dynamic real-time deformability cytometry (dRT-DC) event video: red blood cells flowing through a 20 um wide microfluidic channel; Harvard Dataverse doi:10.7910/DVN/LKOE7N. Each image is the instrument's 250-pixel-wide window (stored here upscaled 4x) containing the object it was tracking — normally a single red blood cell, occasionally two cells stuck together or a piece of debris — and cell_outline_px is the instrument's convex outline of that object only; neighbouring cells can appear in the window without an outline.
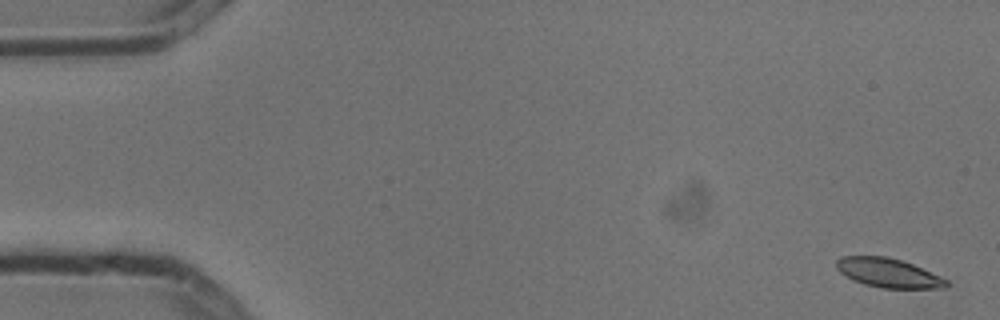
{"species": "common noctule bat (a hibernating species)", "species_latin": "Nyctalus noctula", "temperature_condition": "cold", "stored_images_in_passage": 5, "camera_frame_rate_fps": 3000, "um_per_image_px": 0.085, "animal": {"sex": "male", "body_mass_g": 13.3}, "frame": {"image": 1, "passage_image": 1, "time_ms": 0.0, "image_size_px": [1000, 320], "cell_outline_px": [[948, 288], [880, 288], [864, 284], [852, 280], [840, 272], [836, 268], [836, 260], [840, 256], [884, 256], [900, 260], [912, 264], [948, 280]], "centroid_in_image_um": [75.47, 23.2], "position_along_channel_um": 9.5, "area_um2": 18.61}}
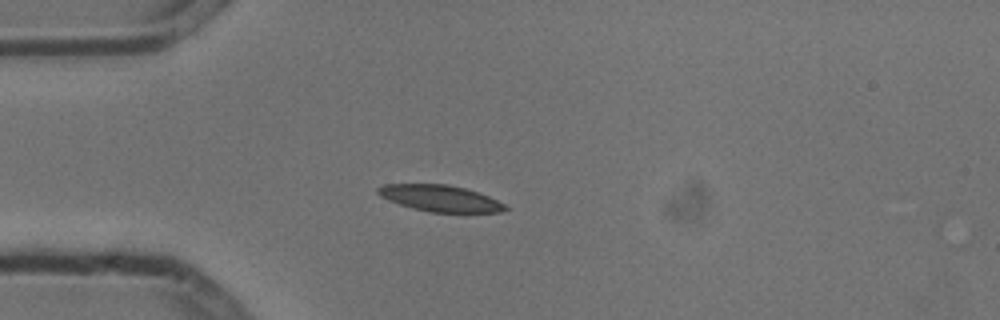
{"frame": {"image": 2, "passage_image": 5, "time_ms": 1.333, "image_size_px": [1000, 320], "cell_outline_px": [[508, 208], [500, 212], [428, 212], [412, 208], [388, 200], [380, 196], [376, 192], [376, 188], [384, 184], [448, 184], [464, 188], [488, 196], [504, 204]], "centroid_in_image_um": [37.36, 16.85], "position_along_channel_um": 47.6, "area_um2": 19.42}}